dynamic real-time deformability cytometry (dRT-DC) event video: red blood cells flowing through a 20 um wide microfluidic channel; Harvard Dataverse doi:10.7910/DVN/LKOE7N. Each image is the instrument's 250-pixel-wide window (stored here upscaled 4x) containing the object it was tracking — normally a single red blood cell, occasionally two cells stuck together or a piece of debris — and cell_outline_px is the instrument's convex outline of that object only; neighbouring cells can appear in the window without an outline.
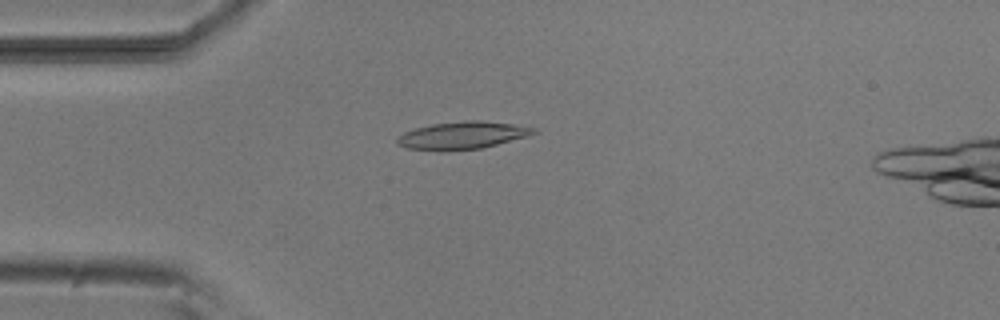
{"species": "common noctule bat (a hibernating species)", "species_latin": "Nyctalus noctula", "temperature_condition": "room temperature", "stored_images_in_passage": 52, "camera_frame_rate_fps": 3000, "um_per_image_px": 0.085, "animal": {"sex": "male", "body_mass_g": 20.5, "forearm_length_mm": 52.5}, "frame": {"image": 1, "passage_image": 13, "time_ms": 4.0, "image_size_px": [1000, 320], "cell_outline_px": [[540, 132], [528, 136], [480, 148], [444, 152], [440, 152], [404, 148], [396, 144], [396, 140], [404, 132], [416, 128], [432, 124], [464, 120], [480, 120], [512, 124], [536, 128]], "centroid_in_image_um": [39.27, 11.52], "position_along_channel_um": 45.7, "area_um2": 22.14}}
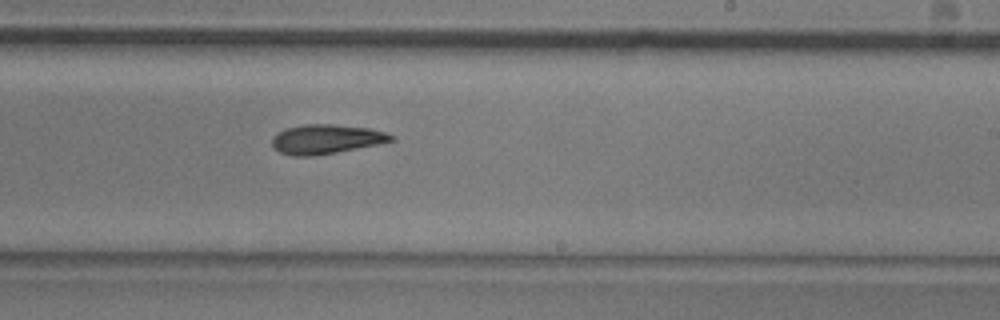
{"frame": {"image": 2, "passage_image": 31, "time_ms": 10.0, "image_size_px": [1000, 320], "cell_outline_px": [[396, 140], [336, 152], [312, 156], [292, 156], [280, 152], [272, 148], [272, 140], [280, 132], [288, 128], [304, 124], [332, 124], [368, 128], [384, 132], [392, 136]], "centroid_in_image_um": [27.7, 11.83], "position_along_channel_um": 261.3, "area_um2": 20.0}}
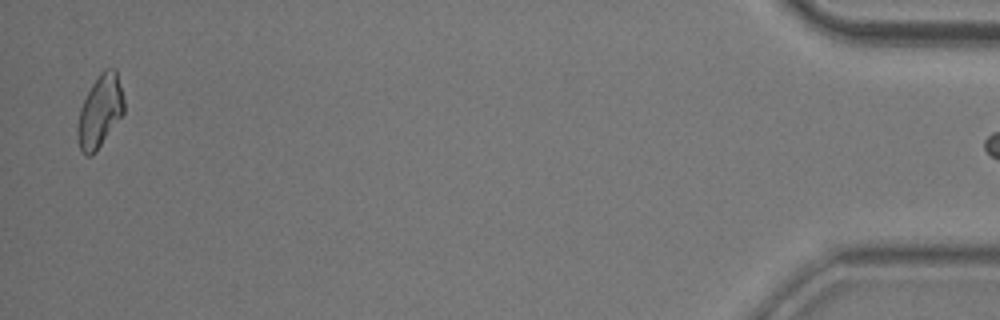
{"frame": {"image": 3, "passage_image": 51, "time_ms": 16.667, "image_size_px": [1000, 320], "cell_outline_px": [[124, 112], [96, 152], [92, 156], [84, 156], [80, 152], [76, 132], [76, 128], [80, 108], [92, 84], [104, 68], [116, 68], [124, 100]], "centroid_in_image_um": [8.47, 9.49], "position_along_channel_um": 426.7, "area_um2": 19.65}}